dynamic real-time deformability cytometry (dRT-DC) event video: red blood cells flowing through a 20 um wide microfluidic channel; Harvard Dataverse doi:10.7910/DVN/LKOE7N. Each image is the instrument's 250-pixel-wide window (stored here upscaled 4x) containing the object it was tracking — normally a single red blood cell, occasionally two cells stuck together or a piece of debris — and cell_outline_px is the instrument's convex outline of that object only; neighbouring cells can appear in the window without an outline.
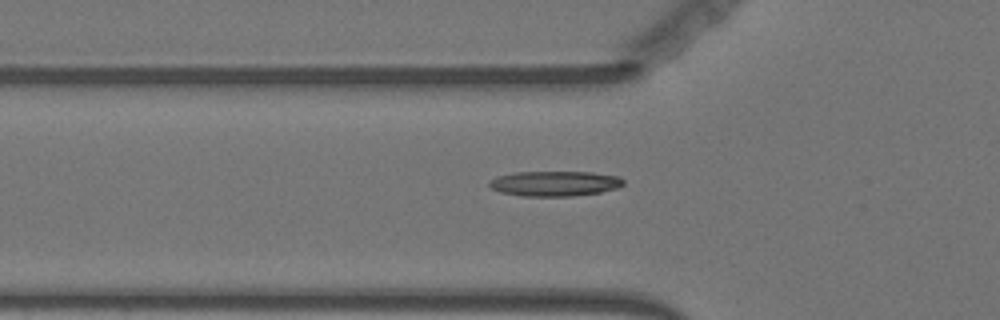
{"species": "Egyptian fruit bat (a non-hibernating species)", "species_latin": "Rousettus aegyptiacus", "temperature_condition": "warm", "stored_images_in_passage": 51, "camera_frame_rate_fps": 3000, "um_per_image_px": 0.085, "animal": {"sex": "female"}, "frame": {"image": 1, "passage_image": 19, "time_ms": 6.0, "image_size_px": [1000, 320], "cell_outline_px": [[624, 184], [616, 188], [600, 192], [572, 196], [524, 196], [500, 192], [492, 188], [488, 184], [488, 180], [496, 176], [516, 172], [592, 172], [620, 176], [624, 180]], "centroid_in_image_um": [47.14, 15.59], "position_along_channel_um": 78.7, "area_um2": 19.71}}
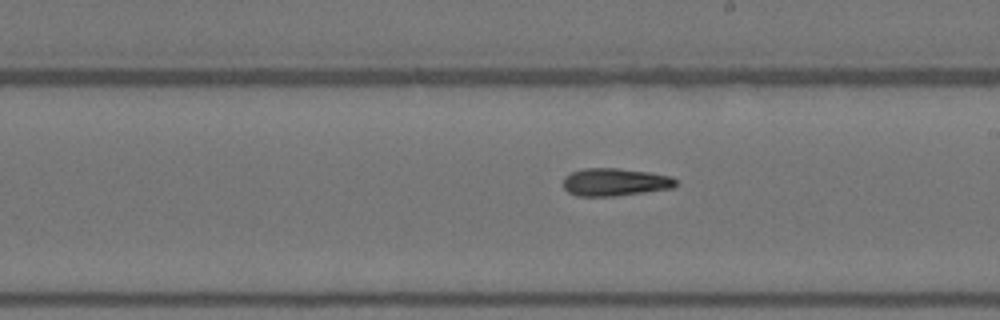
{"frame": {"image": 2, "passage_image": 32, "time_ms": 10.333, "image_size_px": [1000, 320], "cell_outline_px": [[676, 184], [672, 188], [644, 192], [612, 196], [576, 196], [568, 192], [564, 188], [564, 176], [572, 172], [584, 168], [616, 168], [648, 172], [672, 176], [676, 180]], "centroid_in_image_um": [52.25, 15.47], "position_along_channel_um": 236.7, "area_um2": 18.09}}
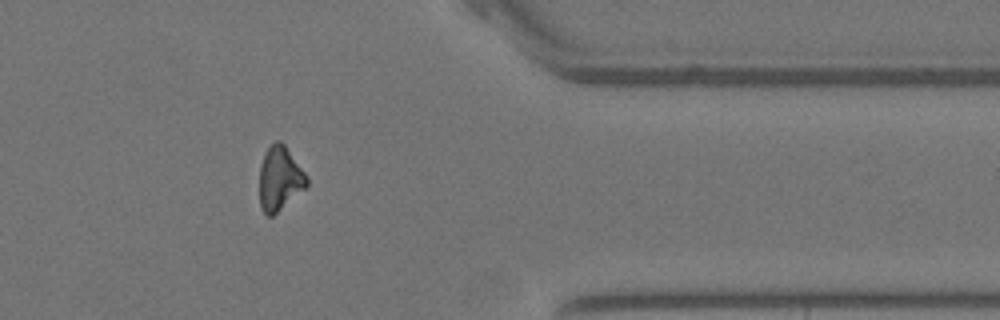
{"frame": {"image": 3, "passage_image": 46, "time_ms": 15.0, "image_size_px": [1000, 320], "cell_outline_px": [[308, 184], [304, 188], [272, 216], [268, 216], [260, 208], [260, 164], [268, 148], [276, 140], [280, 140], [284, 144], [308, 176]], "centroid_in_image_um": [23.77, 15.16], "position_along_channel_um": 387.6, "area_um2": 17.34}}